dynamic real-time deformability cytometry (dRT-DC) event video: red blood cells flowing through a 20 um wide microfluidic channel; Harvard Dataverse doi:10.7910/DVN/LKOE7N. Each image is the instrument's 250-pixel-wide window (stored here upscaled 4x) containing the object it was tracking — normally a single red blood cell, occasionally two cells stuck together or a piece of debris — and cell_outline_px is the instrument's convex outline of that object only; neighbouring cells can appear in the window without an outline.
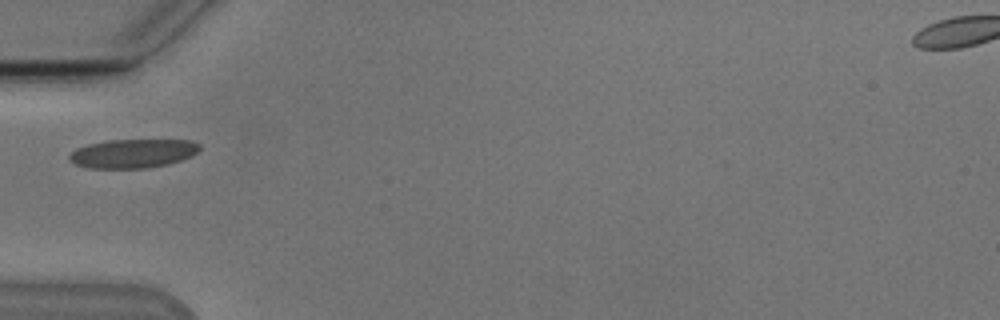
{"species": "Egyptian fruit bat (a non-hibernating species)", "species_latin": "Rousettus aegyptiacus", "temperature_condition": "cold", "stored_images_in_passage": 37, "camera_frame_rate_fps": 3000, "um_per_image_px": 0.085, "animal": {"sex": "male"}, "frame": {"image": 1, "passage_image": 1, "time_ms": 0.0, "image_size_px": [1000, 320], "cell_outline_px": [[200, 148], [192, 156], [168, 164], [148, 168], [88, 168], [76, 164], [68, 160], [68, 156], [76, 148], [88, 144], [108, 140], [192, 140], [200, 144]], "centroid_in_image_um": [11.29, 13.04], "position_along_channel_um": 73.7, "area_um2": 21.96}}
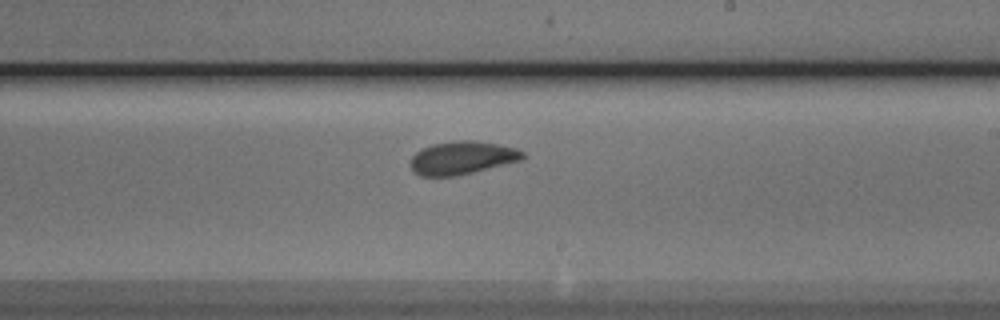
{"frame": {"image": 2, "passage_image": 15, "time_ms": 4.667, "image_size_px": [1000, 320], "cell_outline_px": [[528, 156], [524, 160], [456, 176], [420, 176], [412, 168], [412, 156], [416, 152], [432, 144], [456, 140], [476, 140], [516, 148], [524, 152]], "centroid_in_image_um": [39.35, 13.41], "position_along_channel_um": 249.6, "area_um2": 21.68}}
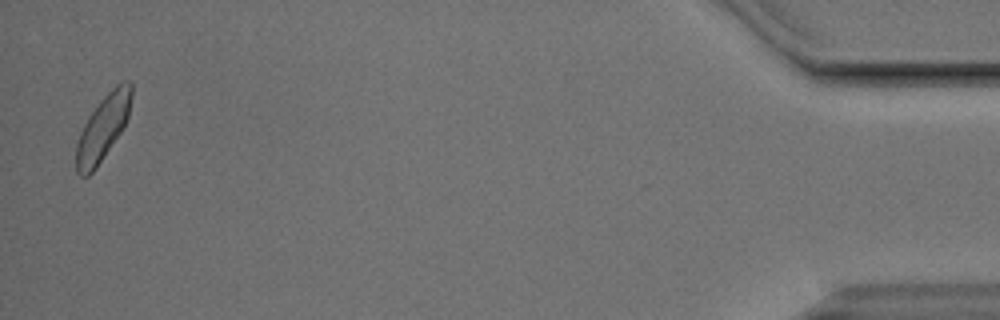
{"frame": {"image": 3, "passage_image": 36, "time_ms": 11.667, "image_size_px": [1000, 320], "cell_outline_px": [[132, 96], [128, 116], [120, 132], [96, 168], [88, 176], [80, 176], [76, 172], [76, 144], [80, 132], [88, 116], [100, 100], [116, 84], [124, 80], [132, 80]], "centroid_in_image_um": [8.74, 10.83], "position_along_channel_um": 426.5, "area_um2": 20.87}, "authors_computed_cell_mechanics": {"area_um2": 21.097, "velocity_mm_per_s": 3.7776, "shape_relaxation_time_tau1_ms": 2.8463, "shape_relaxation_time_tau2_ms": 2.3375, "deformation_change_tau1": 0.0877, "deformation_change_tau2": 0.057}}